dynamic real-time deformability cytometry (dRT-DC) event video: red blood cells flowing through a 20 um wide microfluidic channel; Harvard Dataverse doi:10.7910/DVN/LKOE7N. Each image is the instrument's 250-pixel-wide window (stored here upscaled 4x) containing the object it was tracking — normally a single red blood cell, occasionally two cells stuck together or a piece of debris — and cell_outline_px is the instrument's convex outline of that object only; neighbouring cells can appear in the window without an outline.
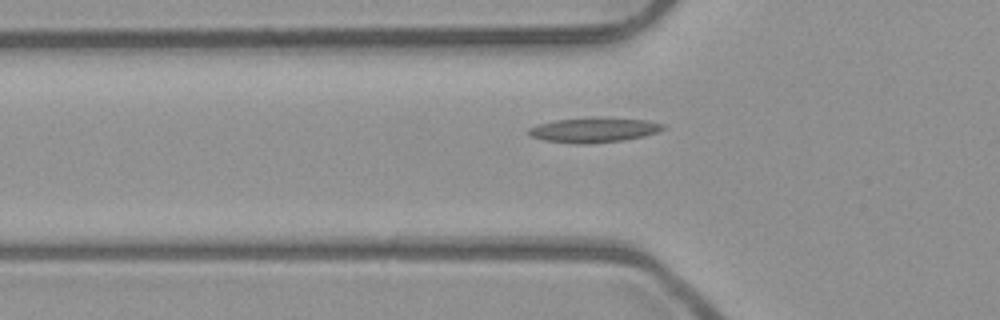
{"species": "common noctule bat (a hibernating species)", "species_latin": "Nyctalus noctula", "temperature_condition": "room temperature", "stored_images_in_passage": 39, "camera_frame_rate_fps": 3000, "um_per_image_px": 0.085, "animal": {"sex": "male", "body_mass_g": 23.1, "forearm_length_mm": 52.7}, "frame": {"image": 1, "passage_image": 9, "time_ms": 2.667, "image_size_px": [1000, 320], "cell_outline_px": [[664, 128], [656, 132], [644, 136], [624, 140], [592, 144], [576, 144], [544, 140], [532, 136], [528, 132], [528, 128], [536, 124], [556, 120], [592, 116], [596, 116], [648, 120], [664, 124]], "centroid_in_image_um": [50.47, 11.03], "position_along_channel_um": 75.3, "area_um2": 19.83}}
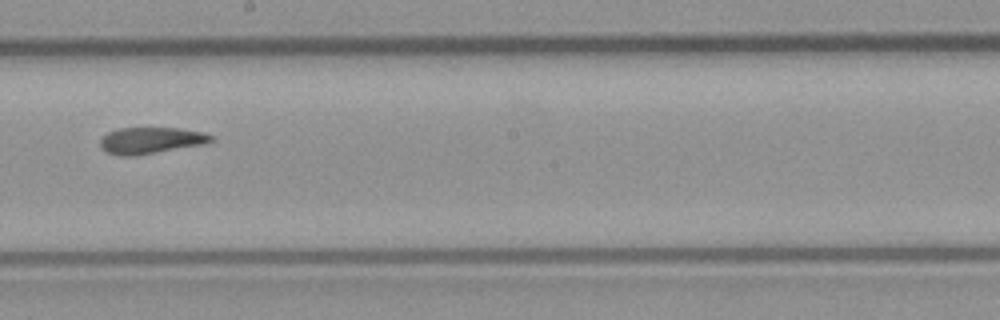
{"frame": {"image": 2, "passage_image": 21, "time_ms": 6.667, "image_size_px": [1000, 320], "cell_outline_px": [[216, 140], [204, 144], [136, 156], [120, 156], [108, 152], [100, 144], [100, 140], [108, 132], [120, 128], [180, 128], [204, 132], [216, 136]], "centroid_in_image_um": [12.9, 11.93], "position_along_channel_um": 235.3, "area_um2": 17.17}}
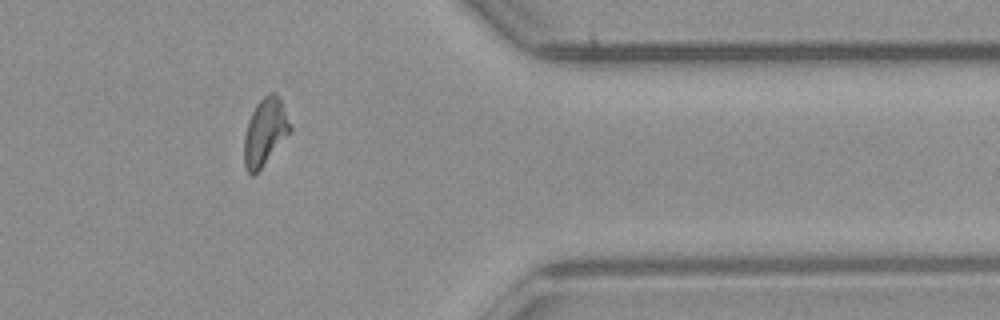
{"frame": {"image": 3, "passage_image": 34, "time_ms": 11.0, "image_size_px": [1000, 320], "cell_outline_px": [[292, 132], [260, 168], [252, 176], [248, 172], [244, 164], [244, 136], [252, 112], [256, 104], [268, 92], [276, 92], [280, 100], [292, 128]], "centroid_in_image_um": [22.54, 11.2], "position_along_channel_um": 388.9, "area_um2": 17.74}}